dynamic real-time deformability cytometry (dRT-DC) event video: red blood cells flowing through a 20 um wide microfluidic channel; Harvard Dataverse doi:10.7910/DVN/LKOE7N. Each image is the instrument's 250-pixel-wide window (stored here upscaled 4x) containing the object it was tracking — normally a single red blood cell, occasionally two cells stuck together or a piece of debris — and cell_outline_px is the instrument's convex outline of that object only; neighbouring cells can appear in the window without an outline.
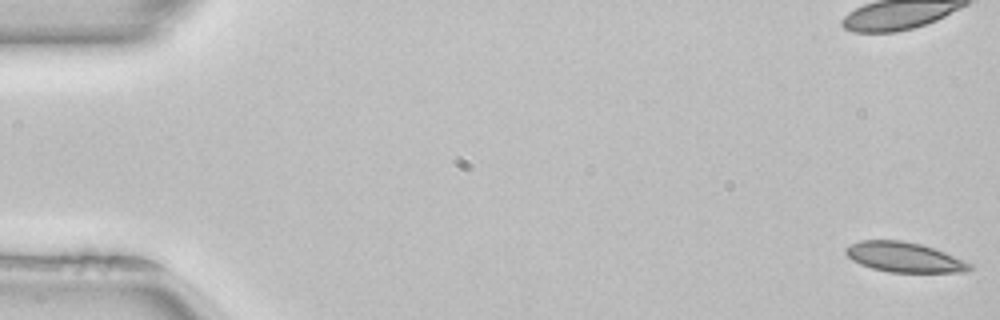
{"species": "common noctule bat (a hibernating species)", "species_latin": "Nyctalus noctula", "temperature_condition": "room temperature", "stored_images_in_passage": 52, "camera_frame_rate_fps": 3000, "um_per_image_px": 0.085, "animal": {"sex": "female", "body_mass_g": 22.7, "forearm_length_mm": 54.2}, "frame": {"image": 1, "passage_image": 1, "time_ms": 0.0, "image_size_px": [1000, 320], "cell_outline_px": [[972, 268], [964, 272], [888, 272], [872, 268], [860, 264], [852, 260], [844, 252], [844, 248], [860, 240], [904, 240], [920, 244], [944, 252], [972, 264]], "centroid_in_image_um": [76.82, 21.86], "position_along_channel_um": 8.2, "area_um2": 21.5}}